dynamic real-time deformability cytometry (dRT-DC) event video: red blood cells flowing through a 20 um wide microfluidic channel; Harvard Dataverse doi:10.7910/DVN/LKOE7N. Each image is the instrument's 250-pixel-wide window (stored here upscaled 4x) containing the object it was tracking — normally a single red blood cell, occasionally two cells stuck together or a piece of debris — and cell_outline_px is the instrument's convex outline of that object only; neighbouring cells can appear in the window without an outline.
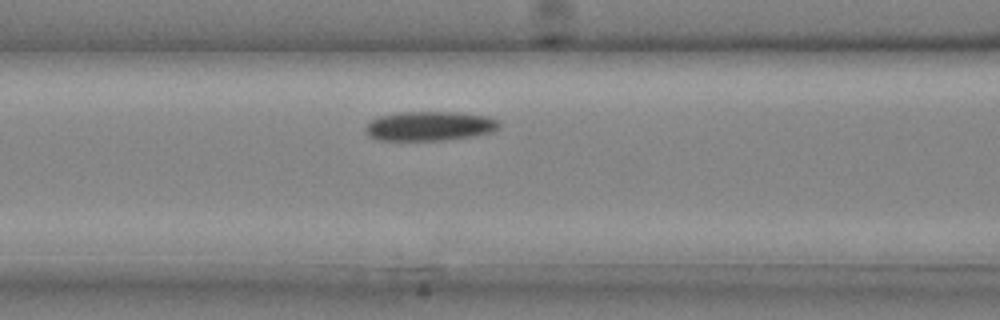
{"species": "common noctule bat (a hibernating species)", "species_latin": "Nyctalus noctula", "temperature_condition": "cold", "stored_images_in_passage": 20, "camera_frame_rate_fps": 3000, "um_per_image_px": 0.085, "animal": {"sex": "male", "body_mass_g": 20.4}, "frame": {"image": 1, "passage_image": 5, "time_ms": 1.333, "image_size_px": [1000, 320], "cell_outline_px": [[500, 128], [492, 132], [476, 136], [444, 140], [376, 140], [368, 136], [364, 132], [364, 128], [368, 120], [380, 116], [396, 112], [460, 112], [488, 116], [500, 120]], "centroid_in_image_um": [36.51, 10.71], "position_along_channel_um": 130.1, "area_um2": 23.47}}
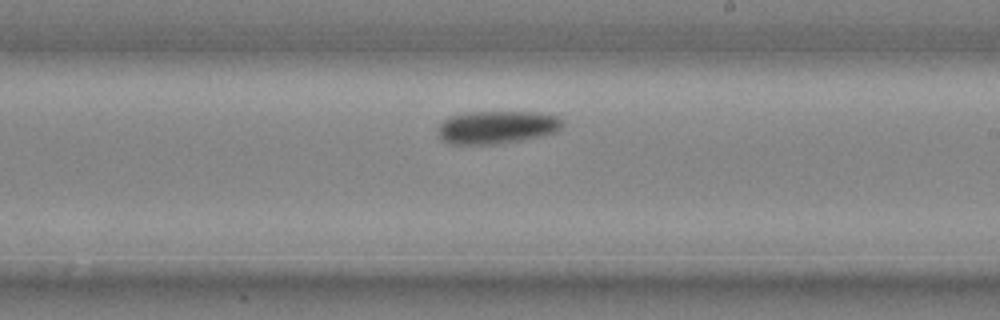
{"frame": {"image": 2, "passage_image": 11, "time_ms": 3.333, "image_size_px": [1000, 320], "cell_outline_px": [[564, 124], [556, 132], [540, 136], [520, 140], [496, 144], [448, 144], [440, 140], [440, 124], [444, 120], [452, 116], [464, 112], [532, 112], [556, 116], [564, 120]], "centroid_in_image_um": [42.24, 10.82], "position_along_channel_um": 246.8, "area_um2": 23.76}}
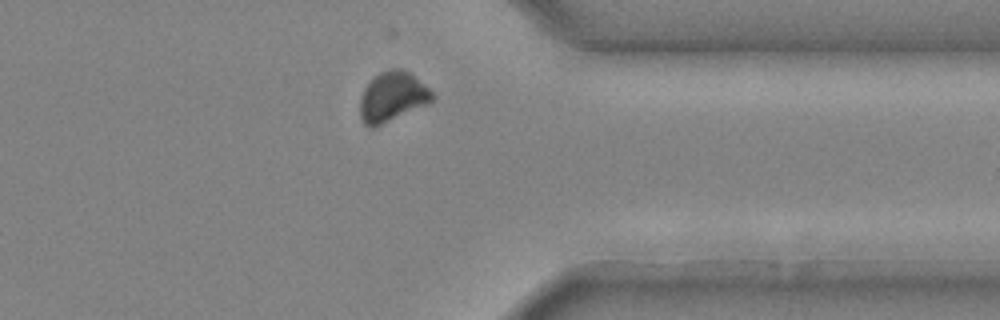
{"frame": {"image": 3, "passage_image": 18, "time_ms": 5.667, "image_size_px": [1000, 320], "cell_outline_px": [[436, 100], [428, 104], [372, 128], [368, 128], [364, 124], [360, 116], [360, 96], [364, 88], [380, 72], [388, 68], [400, 68], [408, 72], [424, 84], [436, 96]], "centroid_in_image_um": [33.36, 8.23], "position_along_channel_um": 378.0, "area_um2": 20.92}}